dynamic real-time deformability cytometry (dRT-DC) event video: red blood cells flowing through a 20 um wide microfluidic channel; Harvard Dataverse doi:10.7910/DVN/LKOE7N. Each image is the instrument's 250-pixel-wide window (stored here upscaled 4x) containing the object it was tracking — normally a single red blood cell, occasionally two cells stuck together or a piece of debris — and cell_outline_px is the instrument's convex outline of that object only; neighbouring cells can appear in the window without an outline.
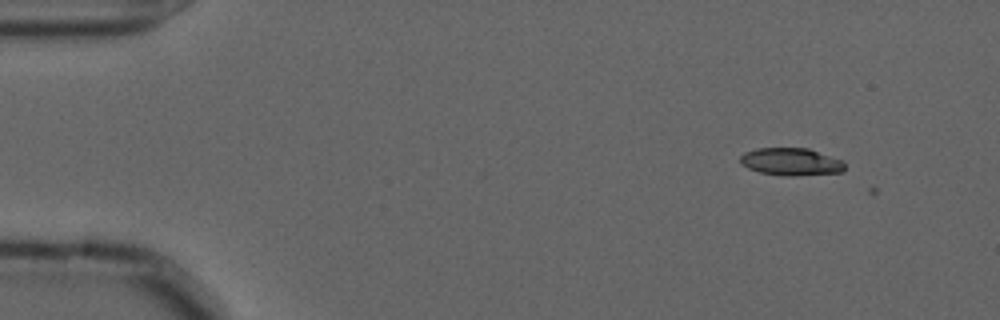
{"species": "common noctule bat (a hibernating species)", "species_latin": "Nyctalus noctula", "temperature_condition": "cold", "stored_images_in_passage": 2, "camera_frame_rate_fps": 3000, "um_per_image_px": 0.085, "animal": {"sex": "male", "forearm_length_mm": 52.5}, "frame": {"image": 1, "passage_image": 1, "time_ms": 0.0, "image_size_px": [1000, 320], "cell_outline_px": [[844, 168], [840, 172], [792, 176], [788, 176], [760, 172], [748, 168], [740, 164], [740, 156], [744, 152], [756, 148], [808, 148], [840, 160], [844, 164]], "centroid_in_image_um": [67.17, 13.74], "position_along_channel_um": 17.8, "area_um2": 16.53}}